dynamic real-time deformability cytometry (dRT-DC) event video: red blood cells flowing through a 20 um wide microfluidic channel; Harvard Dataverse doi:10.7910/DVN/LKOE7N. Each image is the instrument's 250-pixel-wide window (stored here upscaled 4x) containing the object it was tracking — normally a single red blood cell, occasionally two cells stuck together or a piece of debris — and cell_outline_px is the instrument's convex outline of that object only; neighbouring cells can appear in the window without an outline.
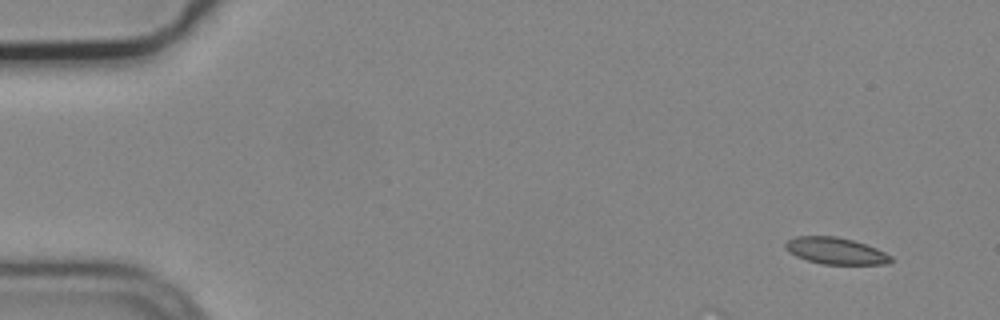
{"species": "common noctule bat (a hibernating species)", "species_latin": "Nyctalus noctula", "temperature_condition": "cold", "stored_images_in_passage": 5, "camera_frame_rate_fps": 3000, "um_per_image_px": 0.085, "animal": {"sex": "male", "body_mass_g": 19.2, "forearm_length_mm": 51.8}, "frame": {"image": 1, "passage_image": 1, "time_ms": 0.0, "image_size_px": [1000, 320], "cell_outline_px": [[892, 260], [888, 264], [824, 264], [808, 260], [796, 256], [788, 252], [784, 248], [784, 244], [788, 240], [796, 236], [836, 236], [852, 240], [876, 248], [892, 256]], "centroid_in_image_um": [71.01, 21.32], "position_along_channel_um": 14.0, "area_um2": 16.3}}